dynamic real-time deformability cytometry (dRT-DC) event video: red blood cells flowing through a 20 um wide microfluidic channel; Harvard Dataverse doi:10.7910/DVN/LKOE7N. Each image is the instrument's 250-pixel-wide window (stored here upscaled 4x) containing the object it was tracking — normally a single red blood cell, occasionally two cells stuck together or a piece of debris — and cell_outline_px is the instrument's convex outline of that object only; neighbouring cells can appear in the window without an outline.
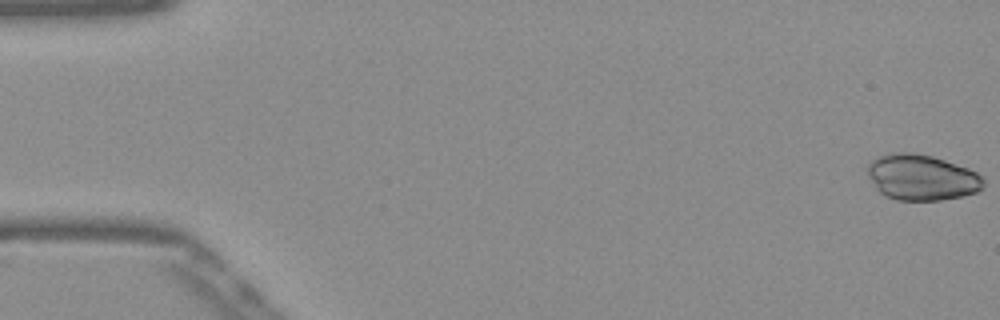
{"species": "Egyptian fruit bat (a non-hibernating species)", "species_latin": "Rousettus aegyptiacus", "temperature_condition": "warm", "stored_images_in_passage": 53, "camera_frame_rate_fps": 3000, "um_per_image_px": 0.085, "frame": {"image": 1, "passage_image": 1, "time_ms": 0.0, "image_size_px": [1000, 320], "cell_outline_px": [[984, 188], [976, 192], [960, 196], [940, 200], [896, 200], [880, 192], [876, 188], [868, 176], [868, 164], [872, 160], [888, 152], [912, 152], [932, 156], [968, 168], [976, 172], [984, 180]], "centroid_in_image_um": [78.34, 15.07], "position_along_channel_um": 6.7, "area_um2": 30.81}}
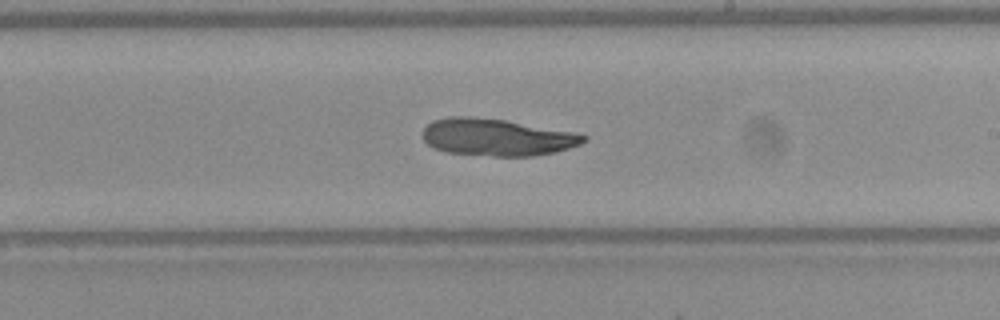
{"frame": {"image": 2, "passage_image": 31, "time_ms": 10.0, "image_size_px": [1000, 320], "cell_outline_px": [[588, 140], [580, 144], [556, 152], [532, 156], [492, 156], [448, 152], [436, 148], [428, 144], [424, 140], [424, 128], [432, 120], [448, 116], [468, 116], [504, 120], [572, 132], [588, 136]], "centroid_in_image_um": [42.23, 11.66], "position_along_channel_um": 246.8, "area_um2": 34.51}}
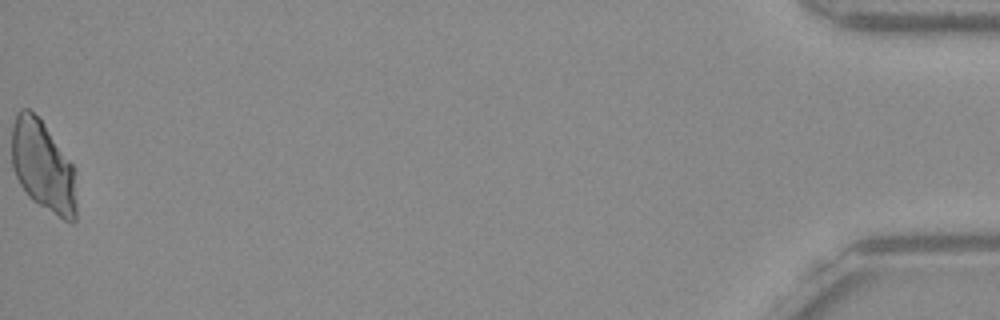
{"frame": {"image": 3, "passage_image": 53, "time_ms": 17.333, "image_size_px": [1000, 320], "cell_outline_px": [[76, 220], [72, 224], [64, 220], [32, 200], [28, 196], [20, 184], [12, 168], [12, 124], [16, 112], [20, 108], [28, 108], [44, 124], [76, 168]], "centroid_in_image_um": [3.67, 14.14], "position_along_channel_um": 431.5, "area_um2": 34.68}}